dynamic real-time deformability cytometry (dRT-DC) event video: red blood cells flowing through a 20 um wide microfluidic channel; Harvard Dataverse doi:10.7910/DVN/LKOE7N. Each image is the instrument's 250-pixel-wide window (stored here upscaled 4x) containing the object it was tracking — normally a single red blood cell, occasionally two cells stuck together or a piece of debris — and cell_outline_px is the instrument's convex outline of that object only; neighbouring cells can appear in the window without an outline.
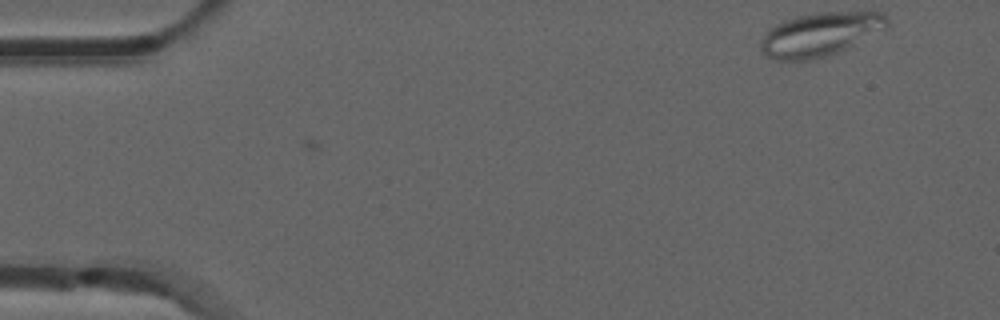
{"species": "common noctule bat (a hibernating species)", "species_latin": "Nyctalus noctula", "temperature_condition": "room temperature", "stored_images_in_passage": 3, "camera_frame_rate_fps": 3000, "um_per_image_px": 0.085, "animal": {"sex": "male", "forearm_length_mm": 52.5}, "frame": {"image": 1, "passage_image": 3, "time_ms": 0.667, "image_size_px": [1000, 320], "cell_outline_px": [[892, 20], [888, 28], [828, 56], [812, 60], [776, 60], [768, 56], [760, 48], [760, 40], [768, 28], [784, 20], [796, 16], [816, 12], [884, 12]], "centroid_in_image_um": [69.74, 2.9], "position_along_channel_um": 15.3, "area_um2": 32.43}}